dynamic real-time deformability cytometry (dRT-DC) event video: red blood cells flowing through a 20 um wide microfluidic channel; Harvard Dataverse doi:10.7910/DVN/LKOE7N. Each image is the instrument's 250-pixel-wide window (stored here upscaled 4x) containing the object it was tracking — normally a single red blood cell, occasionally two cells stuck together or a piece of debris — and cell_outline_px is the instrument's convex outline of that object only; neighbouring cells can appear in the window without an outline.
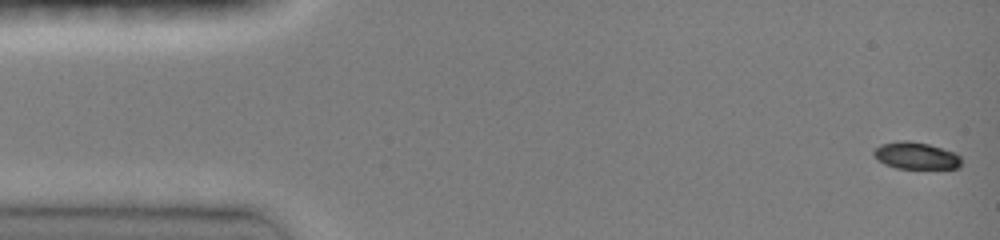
{"species": "common noctule bat (a hibernating species)", "species_latin": "Nyctalus noctula", "temperature_condition": "room temperature", "stored_images_in_passage": 15, "camera_frame_rate_fps": 3000, "um_per_image_px": 0.085, "animal": {"sex": "female", "body_mass_g": 19.0, "forearm_length_mm": 51.5}, "frame": {"image": 1, "passage_image": 1, "time_ms": 0.0, "image_size_px": [1000, 240], "cell_outline_px": [[960, 168], [896, 168], [884, 164], [872, 152], [880, 144], [900, 140], [908, 140], [928, 144], [956, 152], [960, 156]], "centroid_in_image_um": [77.87, 13.22], "position_along_channel_um": 7.1, "area_um2": 13.7}}
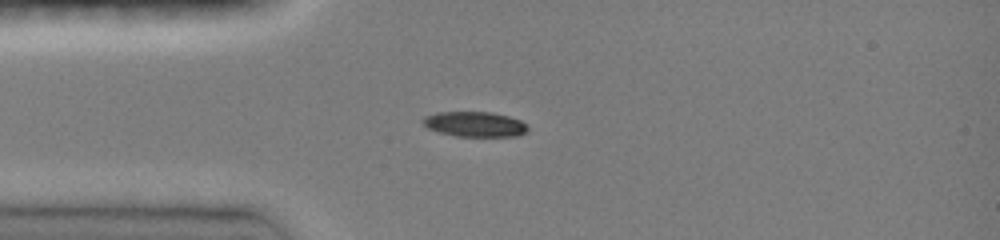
{"frame": {"image": 2, "passage_image": 12, "time_ms": 3.667, "image_size_px": [1000, 240], "cell_outline_px": [[528, 132], [520, 136], [456, 136], [440, 132], [428, 128], [420, 120], [424, 116], [436, 112], [492, 112], [508, 116], [520, 120], [528, 124]], "centroid_in_image_um": [40.38, 10.55], "position_along_channel_um": 44.6, "area_um2": 15.49}}